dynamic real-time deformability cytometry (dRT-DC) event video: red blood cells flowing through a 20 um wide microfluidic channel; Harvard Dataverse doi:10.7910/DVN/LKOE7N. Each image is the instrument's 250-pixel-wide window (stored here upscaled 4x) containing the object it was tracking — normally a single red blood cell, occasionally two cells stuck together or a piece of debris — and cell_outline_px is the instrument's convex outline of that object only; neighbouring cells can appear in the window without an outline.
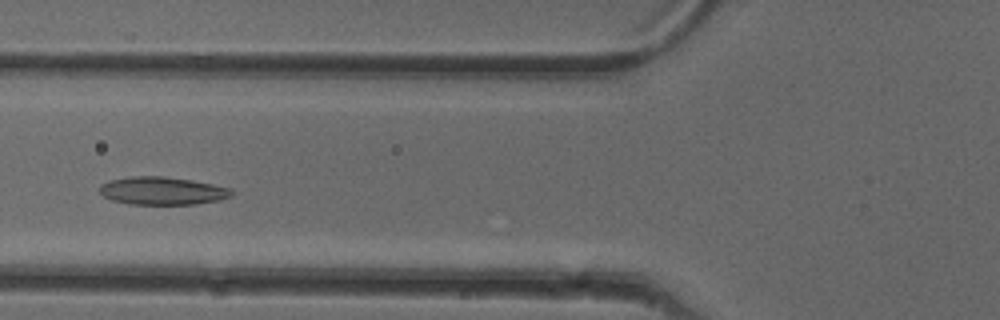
{"species": "common noctule bat (a hibernating species)", "species_latin": "Nyctalus noctula", "temperature_condition": "cold", "stored_images_in_passage": 38, "camera_frame_rate_fps": 3000, "um_per_image_px": 0.085, "animal": {"sex": "female"}, "frame": {"image": 1, "passage_image": 6, "time_ms": 1.667, "image_size_px": [1000, 320], "cell_outline_px": [[232, 196], [220, 200], [196, 204], [128, 204], [112, 200], [104, 196], [100, 192], [100, 184], [108, 180], [132, 176], [164, 176], [192, 180], [232, 188]], "centroid_in_image_um": [13.8, 16.21], "position_along_channel_um": 112.0, "area_um2": 21.56}}
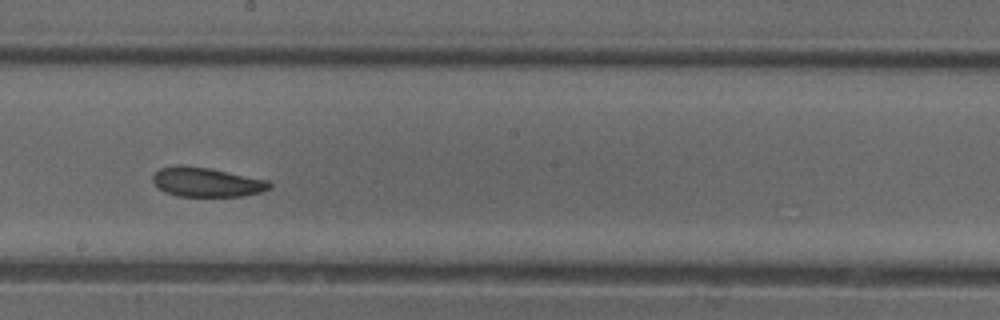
{"frame": {"image": 2, "passage_image": 15, "time_ms": 4.667, "image_size_px": [1000, 320], "cell_outline_px": [[272, 188], [260, 192], [240, 196], [176, 196], [164, 192], [152, 180], [152, 176], [160, 168], [176, 164], [180, 164], [208, 168], [268, 180], [272, 184]], "centroid_in_image_um": [17.54, 15.47], "position_along_channel_um": 230.7, "area_um2": 19.94}}
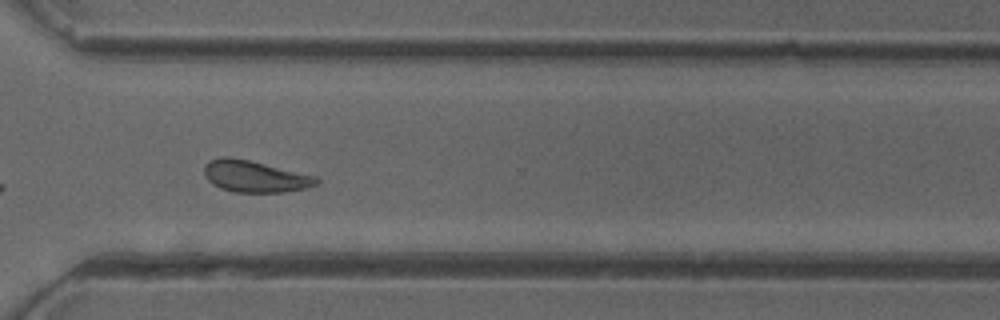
{"frame": {"image": 3, "passage_image": 24, "time_ms": 7.667, "image_size_px": [1000, 320], "cell_outline_px": [[320, 180], [316, 184], [308, 188], [284, 192], [236, 192], [220, 188], [212, 184], [204, 176], [204, 164], [208, 160], [220, 156], [228, 156], [248, 160], [316, 176]], "centroid_in_image_um": [21.62, 14.99], "position_along_channel_um": 349.0, "area_um2": 20.75}, "authors_computed_cell_mechanics": {"area_um2": 20.7213, "velocity_mm_per_s": 3.9511, "shape_relaxation_time_tau1_ms": 4.3284, "shape_relaxation_time_tau2_ms": 3.5877, "deformation_change_tau1": 0.1068, "deformation_change_tau2": 0.0978}}